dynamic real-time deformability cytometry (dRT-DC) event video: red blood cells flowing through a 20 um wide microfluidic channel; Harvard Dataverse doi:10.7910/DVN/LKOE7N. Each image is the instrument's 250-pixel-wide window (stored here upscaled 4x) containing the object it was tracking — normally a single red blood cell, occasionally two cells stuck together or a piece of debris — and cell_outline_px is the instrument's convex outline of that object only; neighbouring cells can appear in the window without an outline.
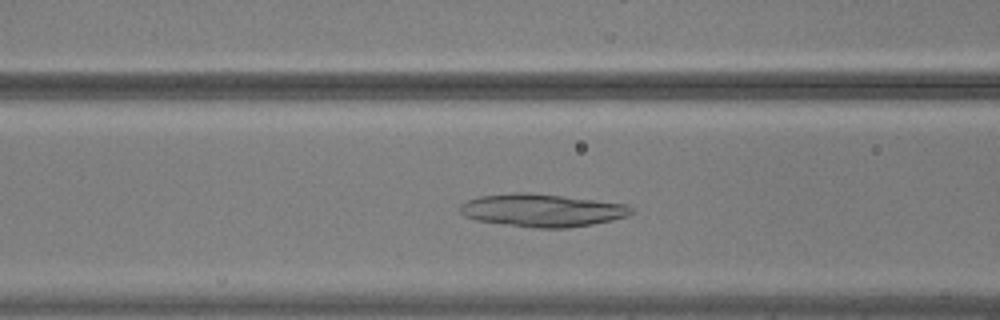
{"species": "common noctule bat (a hibernating species)", "species_latin": "Nyctalus noctula", "temperature_condition": "warm", "stored_images_in_passage": 52, "camera_frame_rate_fps": 3000, "um_per_image_px": 0.085, "animal": {"sex": "male", "body_mass_g": 20.5, "forearm_length_mm": 52.5}, "frame": {"image": 1, "passage_image": 19, "time_ms": 6.0, "image_size_px": [1000, 320], "cell_outline_px": [[632, 212], [628, 216], [612, 220], [592, 224], [568, 228], [536, 228], [476, 220], [464, 216], [460, 212], [460, 204], [468, 200], [480, 196], [516, 192], [528, 192], [628, 204], [632, 208]], "centroid_in_image_um": [46.08, 17.87], "position_along_channel_um": 120.5, "area_um2": 32.6}}
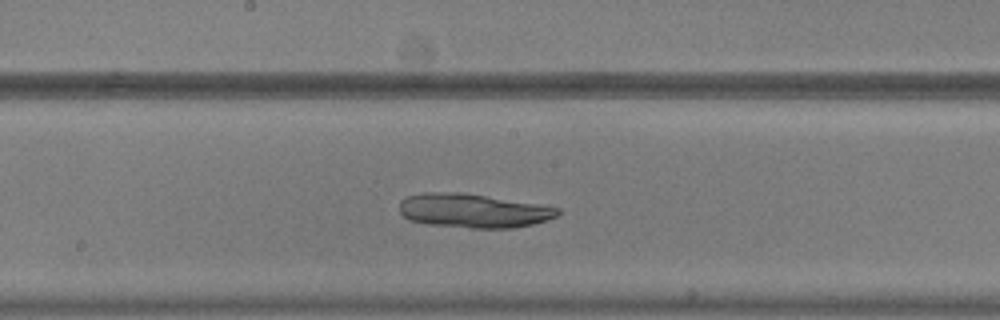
{"frame": {"image": 2, "passage_image": 26, "time_ms": 8.333, "image_size_px": [1000, 320], "cell_outline_px": [[560, 212], [556, 216], [548, 220], [532, 224], [512, 228], [472, 228], [428, 224], [408, 220], [400, 212], [400, 200], [408, 196], [420, 192], [460, 192], [540, 204], [560, 208]], "centroid_in_image_um": [40.21, 17.9], "position_along_channel_um": 208.0, "area_um2": 31.44}}
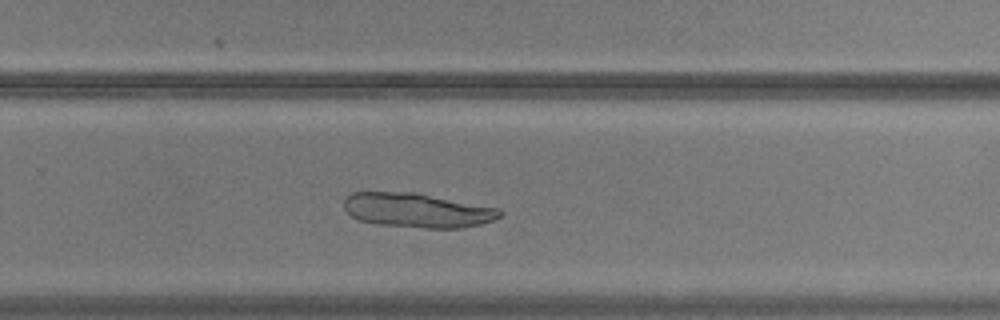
{"frame": {"image": 3, "passage_image": 33, "time_ms": 10.667, "image_size_px": [1000, 320], "cell_outline_px": [[504, 212], [500, 216], [492, 220], [480, 224], [460, 228], [424, 228], [376, 224], [360, 220], [352, 216], [344, 208], [344, 200], [352, 192], [416, 192], [500, 208]], "centroid_in_image_um": [35.49, 17.87], "position_along_channel_um": 294.3, "area_um2": 31.33}}